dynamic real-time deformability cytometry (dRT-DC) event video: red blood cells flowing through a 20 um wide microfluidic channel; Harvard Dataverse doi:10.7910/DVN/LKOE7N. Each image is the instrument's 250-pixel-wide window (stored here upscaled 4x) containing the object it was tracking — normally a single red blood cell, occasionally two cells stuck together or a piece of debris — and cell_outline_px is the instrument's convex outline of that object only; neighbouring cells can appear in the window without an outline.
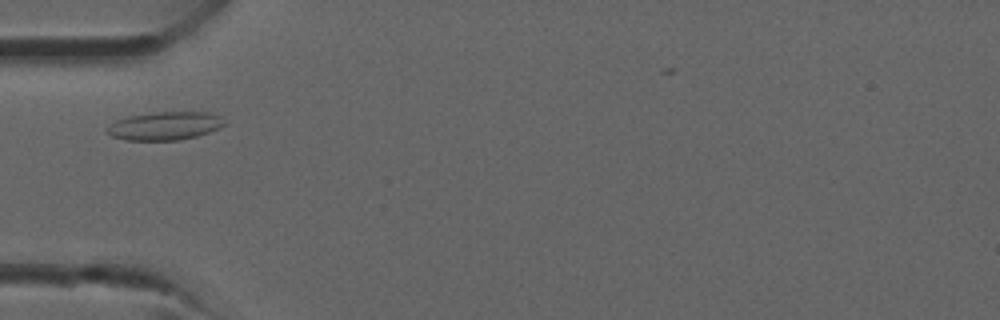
{"species": "common noctule bat (a hibernating species)", "species_latin": "Nyctalus noctula", "temperature_condition": "room temperature", "stored_images_in_passage": 17, "camera_frame_rate_fps": 3000, "um_per_image_px": 0.085, "animal": {"sex": "male", "forearm_length_mm": 52.5}, "frame": {"image": 1, "passage_image": 1, "time_ms": 0.0, "image_size_px": [1000, 320], "cell_outline_px": [[228, 124], [220, 128], [196, 136], [180, 140], [124, 140], [112, 136], [104, 132], [116, 120], [128, 116], [156, 112], [208, 112], [220, 116]], "centroid_in_image_um": [14.04, 10.7], "position_along_channel_um": 71.0, "area_um2": 19.36}}
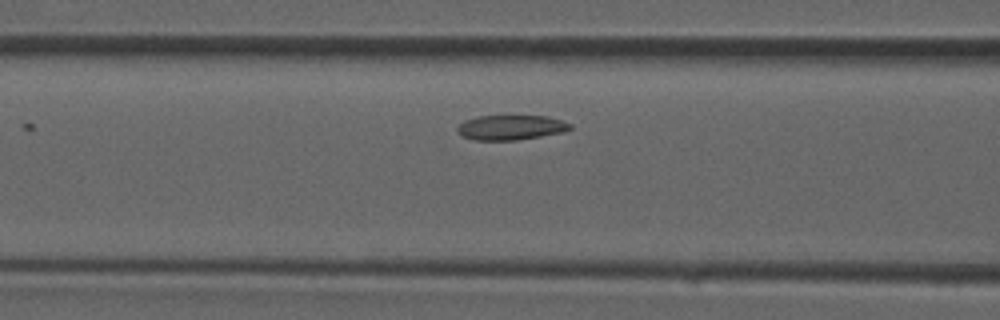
{"frame": {"image": 2, "passage_image": 4, "time_ms": 1.0, "image_size_px": [1000, 320], "cell_outline_px": [[572, 128], [564, 132], [516, 140], [476, 140], [464, 136], [456, 132], [456, 128], [464, 120], [476, 116], [548, 116], [572, 124]], "centroid_in_image_um": [43.41, 10.83], "position_along_channel_um": 123.2, "area_um2": 16.3}}
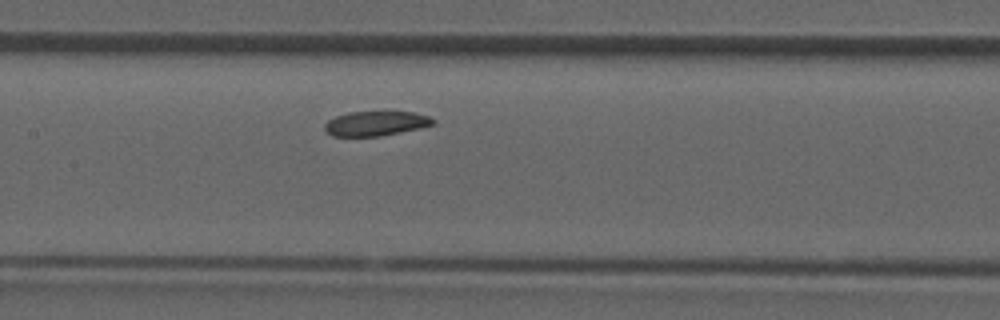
{"frame": {"image": 3, "passage_image": 7, "time_ms": 2.0, "image_size_px": [1000, 320], "cell_outline_px": [[436, 124], [420, 128], [380, 136], [332, 136], [324, 132], [324, 124], [328, 120], [336, 116], [348, 112], [388, 108], [412, 112], [428, 116], [436, 120]], "centroid_in_image_um": [31.96, 10.44], "position_along_channel_um": 175.4, "area_um2": 16.53}}